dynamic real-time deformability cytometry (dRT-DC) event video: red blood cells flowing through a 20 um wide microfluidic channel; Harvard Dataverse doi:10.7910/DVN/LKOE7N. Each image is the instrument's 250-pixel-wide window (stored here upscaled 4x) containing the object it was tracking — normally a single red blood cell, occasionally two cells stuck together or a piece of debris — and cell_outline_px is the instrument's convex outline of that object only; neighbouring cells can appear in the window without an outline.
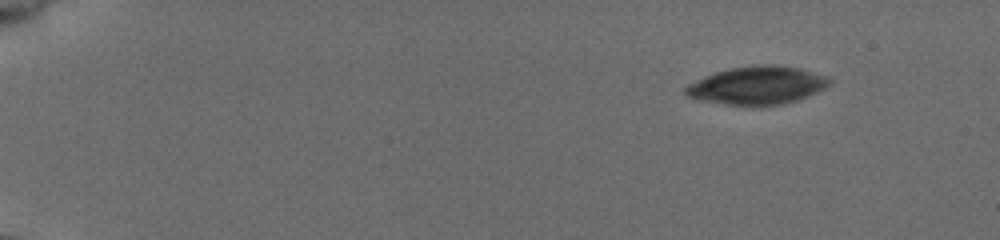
{"species": "common noctule bat (a hibernating species)", "species_latin": "Nyctalus noctula", "temperature_condition": "cold", "stored_images_in_passage": 32, "camera_frame_rate_fps": 3000, "um_per_image_px": 0.085, "animal": {"sex": "female", "body_mass_g": 19.5, "forearm_length_mm": 54.1}, "frame": {"image": 1, "passage_image": 1, "time_ms": 0.0, "image_size_px": [1000, 240], "cell_outline_px": [[832, 84], [800, 100], [784, 104], [728, 104], [700, 100], [688, 96], [684, 92], [684, 88], [688, 84], [716, 72], [732, 68], [764, 64], [772, 64], [800, 68], [824, 76], [832, 80]], "centroid_in_image_um": [64.4, 7.25], "position_along_channel_um": 20.6, "area_um2": 31.33}}
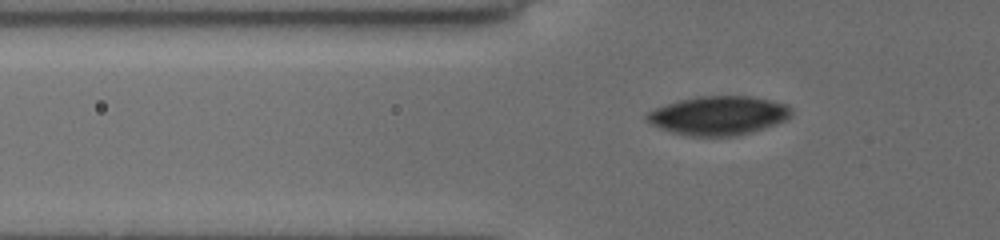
{"frame": {"image": 2, "passage_image": 15, "time_ms": 4.667, "image_size_px": [1000, 240], "cell_outline_px": [[792, 112], [788, 120], [752, 132], [736, 136], [692, 136], [672, 132], [660, 128], [644, 120], [644, 116], [648, 112], [656, 108], [680, 100], [696, 96], [748, 96], [788, 104], [792, 108]], "centroid_in_image_um": [61.09, 9.82], "position_along_channel_um": 64.7, "area_um2": 32.77}}